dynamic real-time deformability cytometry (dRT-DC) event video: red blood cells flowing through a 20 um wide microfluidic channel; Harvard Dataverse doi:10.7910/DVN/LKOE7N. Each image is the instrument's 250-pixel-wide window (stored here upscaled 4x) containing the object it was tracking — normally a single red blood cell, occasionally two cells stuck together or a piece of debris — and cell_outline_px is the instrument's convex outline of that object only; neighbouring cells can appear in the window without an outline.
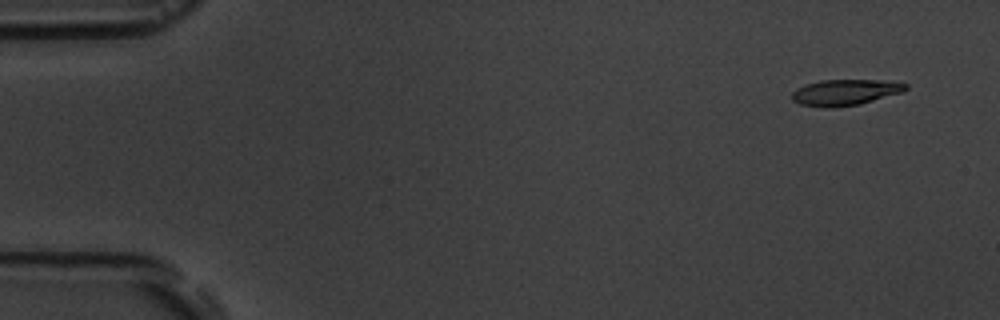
{"species": "common noctule bat (a hibernating species)", "species_latin": "Nyctalus noctula", "temperature_condition": "room temperature", "stored_images_in_passage": 5, "camera_frame_rate_fps": 3000, "um_per_image_px": 0.085, "animal": {"sex": "male", "body_mass_g": 19.5, "forearm_length_mm": 54.6}, "frame": {"image": 1, "passage_image": 1, "time_ms": 0.0, "image_size_px": [1000, 320], "cell_outline_px": [[908, 88], [900, 92], [860, 104], [832, 108], [828, 108], [800, 104], [792, 100], [792, 92], [796, 88], [820, 80], [880, 80], [908, 84]], "centroid_in_image_um": [71.79, 7.85], "position_along_channel_um": 13.2, "area_um2": 16.99}}
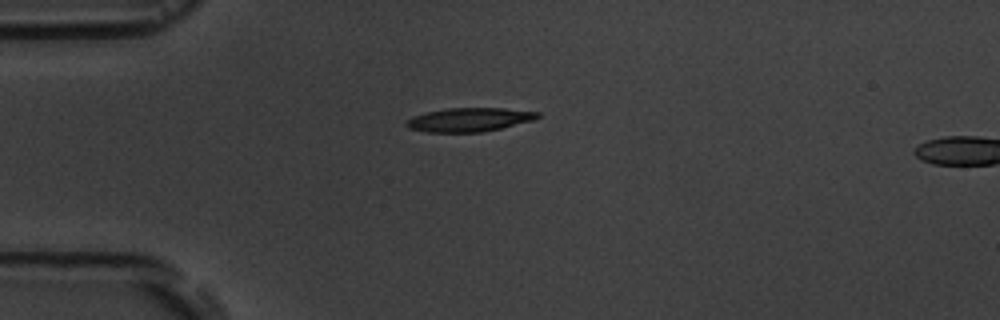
{"frame": {"image": 2, "passage_image": 4, "time_ms": 3.667, "image_size_px": [1000, 320], "cell_outline_px": [[540, 116], [532, 120], [484, 132], [428, 132], [408, 128], [404, 124], [412, 116], [428, 112], [448, 108], [504, 108], [540, 112]], "centroid_in_image_um": [39.87, 10.17], "position_along_channel_um": 45.1, "area_um2": 18.03}}